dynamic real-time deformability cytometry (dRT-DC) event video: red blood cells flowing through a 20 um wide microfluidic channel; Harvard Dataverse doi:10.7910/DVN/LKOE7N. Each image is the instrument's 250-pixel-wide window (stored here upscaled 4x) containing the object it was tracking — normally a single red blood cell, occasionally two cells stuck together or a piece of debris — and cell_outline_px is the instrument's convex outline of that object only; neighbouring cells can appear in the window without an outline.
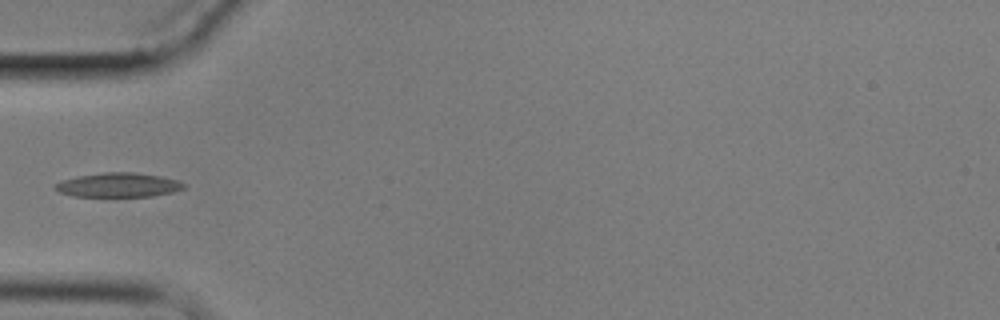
{"species": "common noctule bat (a hibernating species)", "species_latin": "Nyctalus noctula", "temperature_condition": "cold", "stored_images_in_passage": 6, "camera_frame_rate_fps": 3000, "um_per_image_px": 0.085, "animal": {"sex": "male", "body_mass_g": 17.9}, "frame": {"image": 1, "passage_image": 6, "time_ms": 6.0, "image_size_px": [1000, 320], "cell_outline_px": [[184, 188], [172, 192], [152, 196], [72, 196], [60, 192], [52, 188], [56, 184], [64, 180], [76, 176], [104, 172], [132, 172], [160, 176], [176, 180], [184, 184]], "centroid_in_image_um": [10.03, 15.72], "position_along_channel_um": 75.0, "area_um2": 17.98}}